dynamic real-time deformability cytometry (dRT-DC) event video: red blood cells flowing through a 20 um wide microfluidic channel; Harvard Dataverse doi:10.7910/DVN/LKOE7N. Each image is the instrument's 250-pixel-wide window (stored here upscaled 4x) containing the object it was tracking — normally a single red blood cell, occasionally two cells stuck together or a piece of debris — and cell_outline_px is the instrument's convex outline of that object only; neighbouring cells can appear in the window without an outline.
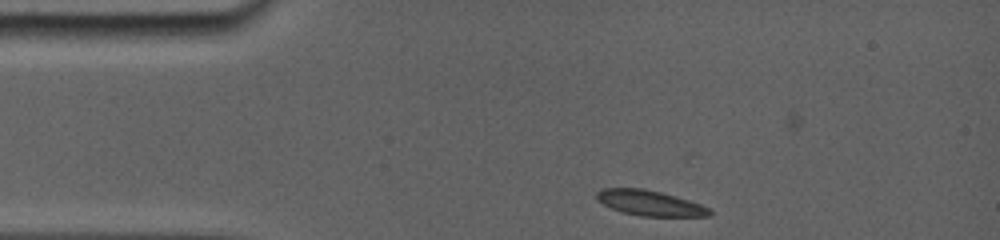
{"species": "common noctule bat (a hibernating species)", "species_latin": "Nyctalus noctula", "temperature_condition": "room temperature", "stored_images_in_passage": 55, "camera_frame_rate_fps": 5000, "um_per_image_px": 0.085, "animal": {"sex": "female", "body_mass_g": 19.0, "forearm_length_mm": 56.7}, "frame": {"image": 1, "passage_image": 1, "time_ms": 0.0, "image_size_px": [1000, 240], "cell_outline_px": [[712, 216], [640, 216], [624, 212], [612, 208], [596, 200], [596, 192], [600, 188], [644, 188], [676, 196], [700, 204], [708, 208], [712, 212]], "centroid_in_image_um": [55.22, 17.25], "position_along_channel_um": 29.8, "area_um2": 16.59}}
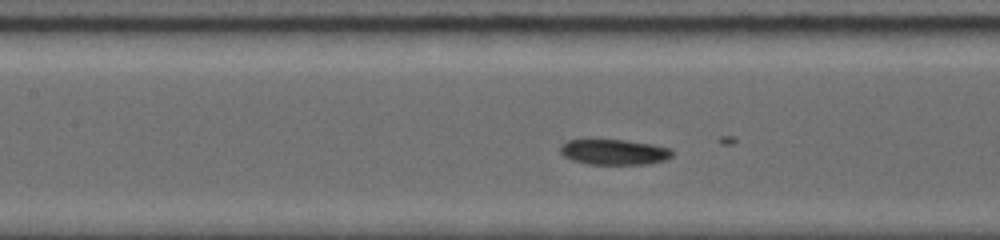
{"frame": {"image": 2, "passage_image": 15, "time_ms": 4.4, "image_size_px": [1000, 240], "cell_outline_px": [[672, 156], [664, 160], [648, 164], [588, 164], [572, 160], [564, 156], [560, 152], [560, 148], [568, 140], [620, 140], [648, 144], [668, 148], [672, 152]], "centroid_in_image_um": [52.17, 12.94], "position_along_channel_um": 155.2, "area_um2": 16.18}}
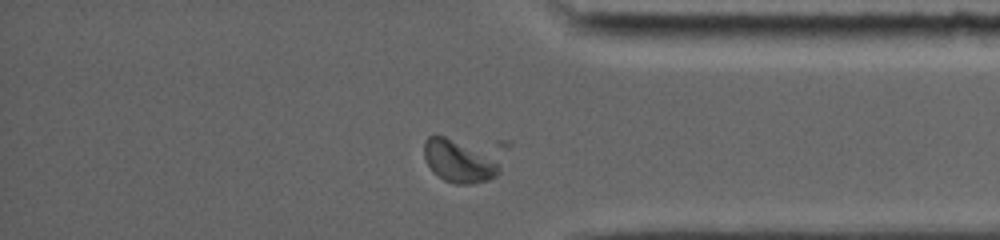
{"frame": {"image": 3, "passage_image": 47, "time_ms": 10.8, "image_size_px": [1000, 240], "cell_outline_px": [[500, 172], [496, 176], [488, 180], [472, 184], [456, 184], [444, 180], [432, 172], [424, 156], [424, 140], [428, 136], [444, 136], [496, 164], [500, 168]], "centroid_in_image_um": [38.86, 13.77], "position_along_channel_um": 396.3, "area_um2": 17.28}}